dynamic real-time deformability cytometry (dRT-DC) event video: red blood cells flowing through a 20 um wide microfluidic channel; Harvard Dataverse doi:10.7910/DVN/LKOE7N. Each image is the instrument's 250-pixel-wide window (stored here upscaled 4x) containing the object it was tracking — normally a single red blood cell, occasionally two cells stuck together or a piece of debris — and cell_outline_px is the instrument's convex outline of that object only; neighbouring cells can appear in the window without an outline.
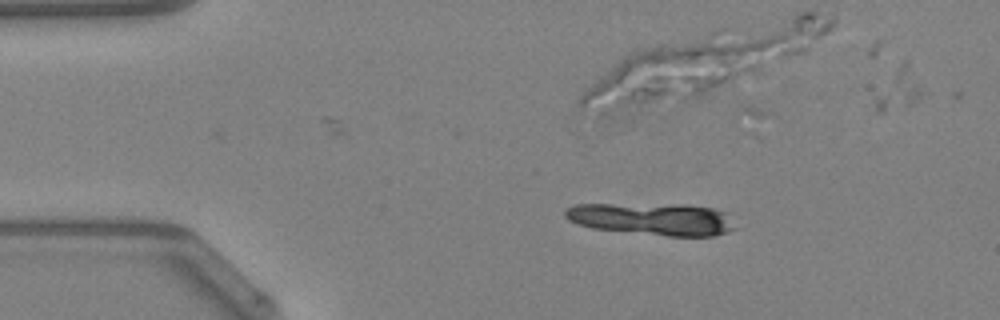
{"species": "Egyptian fruit bat (a non-hibernating species)", "species_latin": "Rousettus aegyptiacus", "temperature_condition": "warm", "stored_images_in_passage": 51, "camera_frame_rate_fps": 3000, "um_per_image_px": 0.085, "animal": {"sex": "female"}, "frame": {"image": 1, "passage_image": 8, "time_ms": 2.333, "image_size_px": [1000, 320], "cell_outline_px": [[736, 228], [728, 232], [712, 236], [668, 236], [592, 228], [568, 220], [564, 216], [564, 208], [576, 204], [684, 204], [712, 208], [724, 212]], "centroid_in_image_um": [55.42, 18.6], "position_along_channel_um": 29.6, "area_um2": 31.91}}